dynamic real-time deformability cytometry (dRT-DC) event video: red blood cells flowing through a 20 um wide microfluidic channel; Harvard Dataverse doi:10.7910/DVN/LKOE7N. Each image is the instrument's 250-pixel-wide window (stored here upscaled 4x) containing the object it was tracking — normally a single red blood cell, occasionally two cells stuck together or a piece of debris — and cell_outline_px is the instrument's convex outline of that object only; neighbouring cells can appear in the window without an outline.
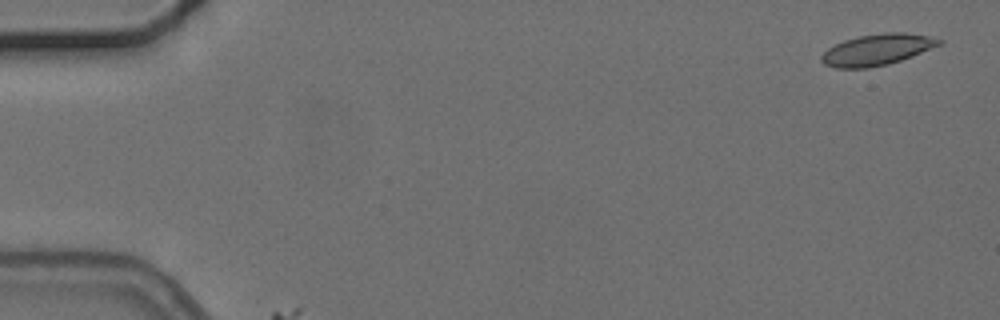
{"species": "common noctule bat (a hibernating species)", "species_latin": "Nyctalus noctula", "temperature_condition": "cold", "stored_images_in_passage": 15, "segment_of_instrument_passage": [1, 2], "camera_frame_rate_fps": 3000, "um_per_image_px": 0.085, "animal": {"sex": "female", "body_mass_g": 24.6, "forearm_length_mm": 56.2}, "frame": {"image": 1, "passage_image": 1, "time_ms": 0.0, "image_size_px": [1000, 320], "cell_outline_px": [[944, 40], [940, 44], [912, 56], [888, 64], [868, 68], [836, 68], [824, 64], [820, 60], [820, 56], [828, 48], [844, 40], [860, 36], [884, 32], [904, 32], [928, 36]], "centroid_in_image_um": [74.52, 4.22], "position_along_channel_um": 10.5, "area_um2": 21.21}}